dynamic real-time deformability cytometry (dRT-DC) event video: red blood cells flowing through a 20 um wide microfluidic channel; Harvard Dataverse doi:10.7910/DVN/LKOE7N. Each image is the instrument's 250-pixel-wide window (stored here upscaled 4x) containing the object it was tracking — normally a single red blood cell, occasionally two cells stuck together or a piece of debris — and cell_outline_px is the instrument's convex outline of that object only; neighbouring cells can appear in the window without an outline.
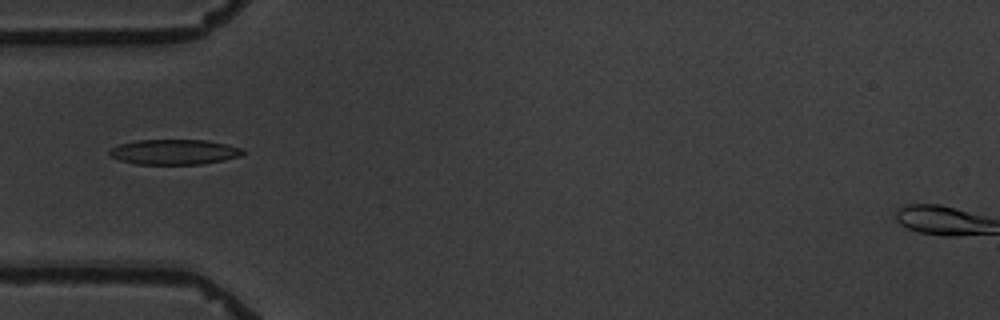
{"species": "common noctule bat (a hibernating species)", "species_latin": "Nyctalus noctula", "temperature_condition": "warm", "stored_images_in_passage": 10, "camera_frame_rate_fps": 3000, "um_per_image_px": 0.085, "animal": {"sex": "male", "body_mass_g": 19.5, "forearm_length_mm": 54.6}, "frame": {"image": 1, "passage_image": 5, "time_ms": 5.0, "image_size_px": [1000, 320], "cell_outline_px": [[244, 152], [240, 156], [224, 160], [200, 164], [136, 164], [120, 160], [112, 156], [108, 152], [112, 148], [120, 144], [136, 140], [204, 140], [228, 144], [240, 148]], "centroid_in_image_um": [14.81, 12.91], "position_along_channel_um": 70.2, "area_um2": 19.36}}
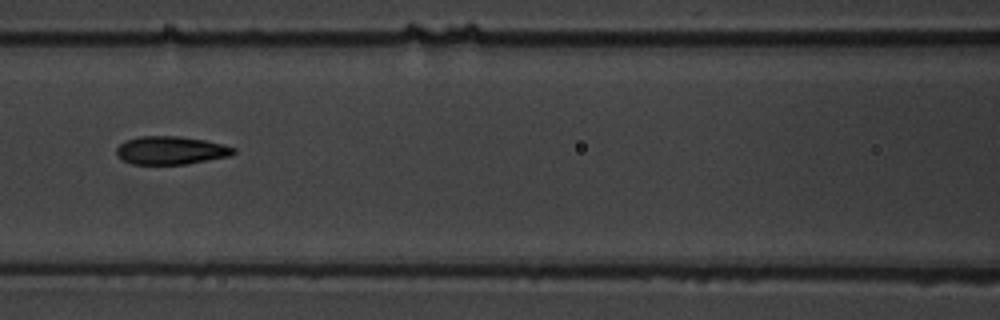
{"frame": {"image": 2, "passage_image": 7, "time_ms": 7.333, "image_size_px": [1000, 320], "cell_outline_px": [[236, 152], [228, 156], [184, 164], [132, 164], [116, 156], [116, 148], [124, 140], [140, 136], [180, 136], [204, 140], [224, 144], [236, 148]], "centroid_in_image_um": [14.49, 12.77], "position_along_channel_um": 152.1, "area_um2": 19.19}}
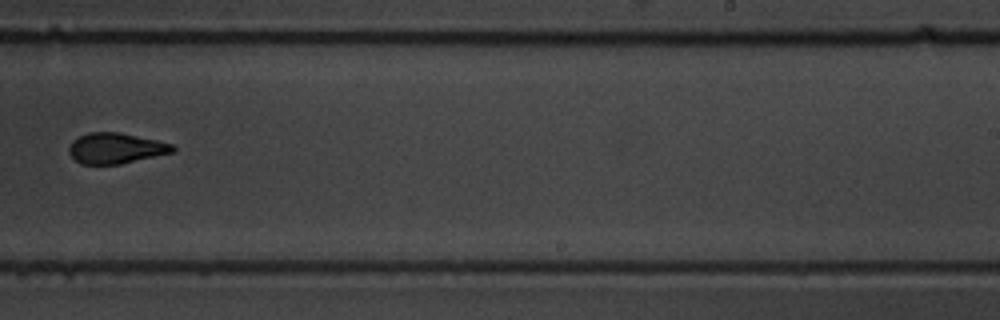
{"frame": {"image": 3, "passage_image": 10, "time_ms": 11.0, "image_size_px": [1000, 320], "cell_outline_px": [[176, 148], [172, 152], [120, 164], [80, 164], [68, 152], [68, 148], [72, 140], [88, 132], [120, 132], [156, 140], [172, 144]], "centroid_in_image_um": [9.8, 12.59], "position_along_channel_um": 279.2, "area_um2": 18.38}}